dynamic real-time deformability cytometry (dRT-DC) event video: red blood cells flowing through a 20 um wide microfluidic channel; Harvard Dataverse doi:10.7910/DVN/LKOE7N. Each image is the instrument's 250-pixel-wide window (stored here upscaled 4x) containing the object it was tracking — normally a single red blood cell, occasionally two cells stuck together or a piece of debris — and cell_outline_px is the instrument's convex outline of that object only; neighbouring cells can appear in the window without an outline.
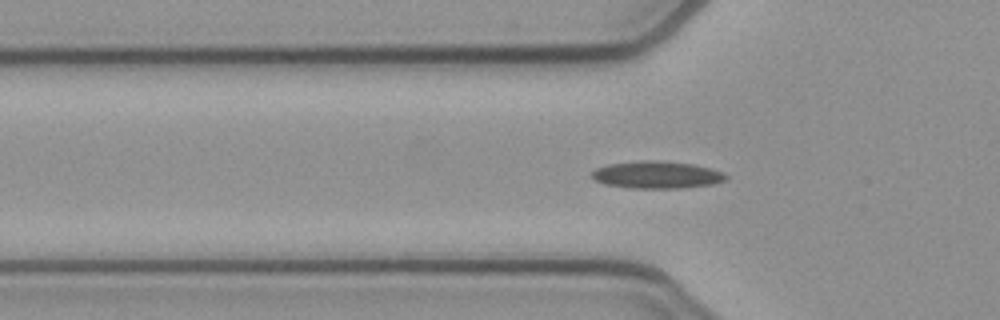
{"species": "common noctule bat (a hibernating species)", "species_latin": "Nyctalus noctula", "temperature_condition": "cold", "stored_images_in_passage": 45, "camera_frame_rate_fps": 3000, "um_per_image_px": 0.085, "animal": {"sex": "female", "body_mass_g": 21.9}, "frame": {"image": 1, "passage_image": 8, "time_ms": 2.333, "image_size_px": [1000, 320], "cell_outline_px": [[728, 176], [724, 180], [712, 184], [680, 188], [632, 188], [604, 184], [596, 180], [592, 176], [592, 172], [596, 168], [608, 164], [640, 160], [656, 160], [692, 164], [712, 168], [724, 172]], "centroid_in_image_um": [55.84, 14.85], "position_along_channel_um": 70.0, "area_um2": 21.27}}
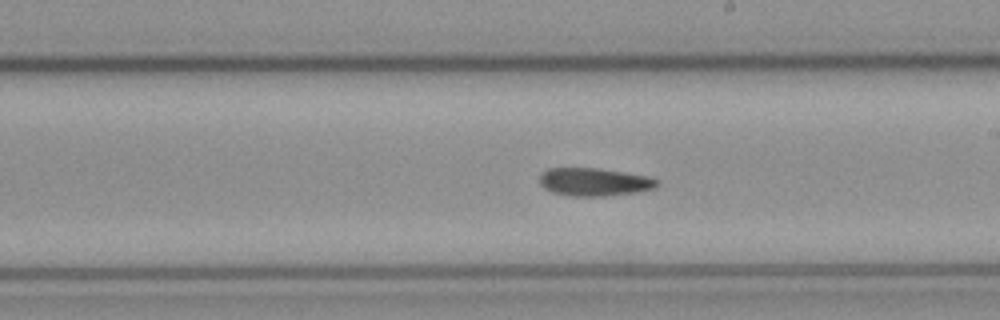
{"frame": {"image": 2, "passage_image": 21, "time_ms": 6.667, "image_size_px": [1000, 320], "cell_outline_px": [[660, 184], [656, 188], [636, 192], [608, 196], [568, 196], [552, 192], [544, 188], [540, 184], [540, 172], [548, 168], [600, 168], [648, 176], [660, 180]], "centroid_in_image_um": [50.53, 15.46], "position_along_channel_um": 238.5, "area_um2": 19.48}}
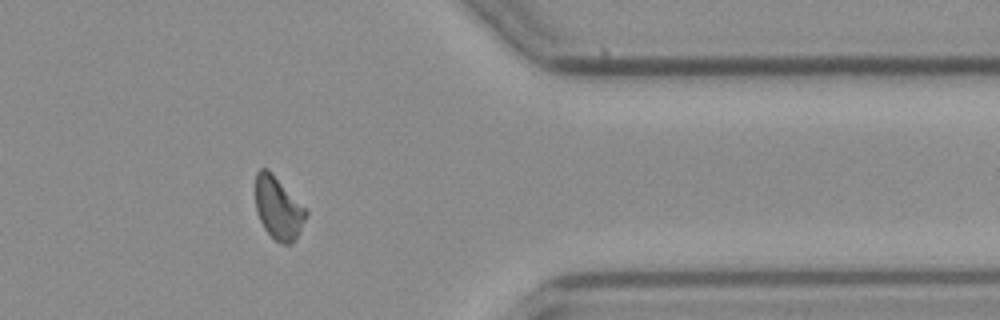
{"frame": {"image": 3, "passage_image": 34, "time_ms": 11.0, "image_size_px": [1000, 320], "cell_outline_px": [[308, 212], [292, 244], [280, 244], [264, 228], [256, 212], [256, 172], [260, 168], [268, 168], [308, 208]], "centroid_in_image_um": [23.66, 17.64], "position_along_channel_um": 387.7, "area_um2": 18.55}, "authors_computed_cell_mechanics": {"area_um2": 19.074, "velocity_mm_per_s": 3.862, "shape_relaxation_time_tau1_ms": 7.1405, "shape_relaxation_time_tau2_ms": null, "deformation_change_tau1": 0.1506, "deformation_change_tau2": null}}